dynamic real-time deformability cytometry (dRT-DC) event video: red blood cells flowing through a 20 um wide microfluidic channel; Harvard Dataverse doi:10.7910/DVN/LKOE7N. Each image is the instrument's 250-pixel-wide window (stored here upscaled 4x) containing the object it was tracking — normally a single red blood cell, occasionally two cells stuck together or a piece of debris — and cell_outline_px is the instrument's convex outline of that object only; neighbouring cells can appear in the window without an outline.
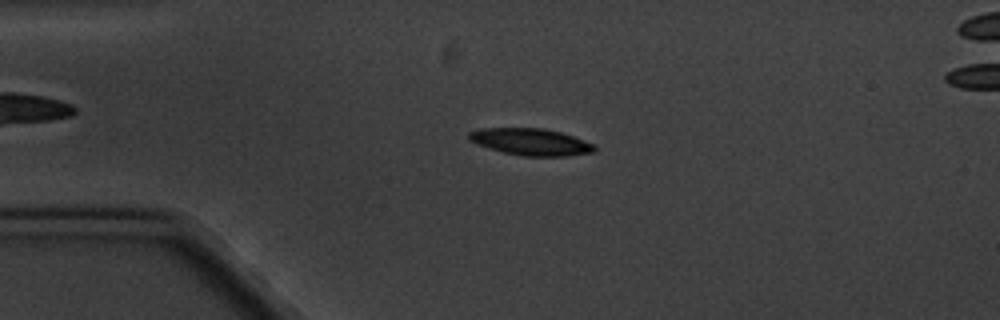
{"species": "common noctule bat (a hibernating species)", "species_latin": "Nyctalus noctula", "temperature_condition": "cold", "stored_images_in_passage": 6, "camera_frame_rate_fps": 3000, "um_per_image_px": 0.085, "animal": {"sex": "male", "body_mass_g": 20.1, "forearm_length_mm": 53.5}, "frame": {"image": 1, "passage_image": 3, "time_ms": 2.333, "image_size_px": [1000, 320], "cell_outline_px": [[596, 152], [568, 156], [524, 156], [504, 152], [488, 148], [476, 144], [468, 140], [468, 132], [480, 128], [544, 128], [560, 132], [584, 140], [592, 144], [596, 148]], "centroid_in_image_um": [45.1, 12.06], "position_along_channel_um": 39.9, "area_um2": 19.71}}